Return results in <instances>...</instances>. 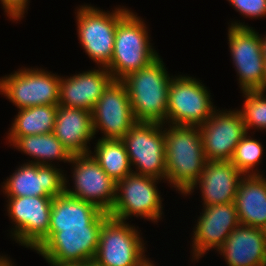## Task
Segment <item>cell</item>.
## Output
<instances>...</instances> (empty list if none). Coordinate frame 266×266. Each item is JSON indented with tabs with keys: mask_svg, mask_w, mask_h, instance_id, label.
<instances>
[{
	"mask_svg": "<svg viewBox=\"0 0 266 266\" xmlns=\"http://www.w3.org/2000/svg\"><path fill=\"white\" fill-rule=\"evenodd\" d=\"M218 252L228 266H266L264 230L239 224Z\"/></svg>",
	"mask_w": 266,
	"mask_h": 266,
	"instance_id": "ffe728a7",
	"label": "cell"
},
{
	"mask_svg": "<svg viewBox=\"0 0 266 266\" xmlns=\"http://www.w3.org/2000/svg\"><path fill=\"white\" fill-rule=\"evenodd\" d=\"M265 59L264 63V78H263V91H266V55H263Z\"/></svg>",
	"mask_w": 266,
	"mask_h": 266,
	"instance_id": "1f68e13d",
	"label": "cell"
},
{
	"mask_svg": "<svg viewBox=\"0 0 266 266\" xmlns=\"http://www.w3.org/2000/svg\"><path fill=\"white\" fill-rule=\"evenodd\" d=\"M160 57L121 80L137 122L167 124L168 92L173 76L168 74Z\"/></svg>",
	"mask_w": 266,
	"mask_h": 266,
	"instance_id": "7a4b0ae2",
	"label": "cell"
},
{
	"mask_svg": "<svg viewBox=\"0 0 266 266\" xmlns=\"http://www.w3.org/2000/svg\"><path fill=\"white\" fill-rule=\"evenodd\" d=\"M69 163L73 167L74 188H68L69 180L65 174L64 192L109 214L116 196V182L106 174L90 153L72 155Z\"/></svg>",
	"mask_w": 266,
	"mask_h": 266,
	"instance_id": "4fadbf2b",
	"label": "cell"
},
{
	"mask_svg": "<svg viewBox=\"0 0 266 266\" xmlns=\"http://www.w3.org/2000/svg\"><path fill=\"white\" fill-rule=\"evenodd\" d=\"M8 257L5 255V257L0 255V265L7 259Z\"/></svg>",
	"mask_w": 266,
	"mask_h": 266,
	"instance_id": "8d00e7d4",
	"label": "cell"
},
{
	"mask_svg": "<svg viewBox=\"0 0 266 266\" xmlns=\"http://www.w3.org/2000/svg\"><path fill=\"white\" fill-rule=\"evenodd\" d=\"M263 175H244L238 184L234 203L242 225L266 227V178Z\"/></svg>",
	"mask_w": 266,
	"mask_h": 266,
	"instance_id": "603a6c76",
	"label": "cell"
},
{
	"mask_svg": "<svg viewBox=\"0 0 266 266\" xmlns=\"http://www.w3.org/2000/svg\"><path fill=\"white\" fill-rule=\"evenodd\" d=\"M109 217L101 212L85 228L62 229L56 232L38 251L46 262L81 265L93 261L99 245L100 230Z\"/></svg>",
	"mask_w": 266,
	"mask_h": 266,
	"instance_id": "ba28073f",
	"label": "cell"
},
{
	"mask_svg": "<svg viewBox=\"0 0 266 266\" xmlns=\"http://www.w3.org/2000/svg\"><path fill=\"white\" fill-rule=\"evenodd\" d=\"M4 12L12 21H20L27 11L29 0H0Z\"/></svg>",
	"mask_w": 266,
	"mask_h": 266,
	"instance_id": "f546056e",
	"label": "cell"
},
{
	"mask_svg": "<svg viewBox=\"0 0 266 266\" xmlns=\"http://www.w3.org/2000/svg\"><path fill=\"white\" fill-rule=\"evenodd\" d=\"M248 134L247 132L237 144L230 161L243 175H260L261 171L257 166L262 162L264 145Z\"/></svg>",
	"mask_w": 266,
	"mask_h": 266,
	"instance_id": "4316f807",
	"label": "cell"
},
{
	"mask_svg": "<svg viewBox=\"0 0 266 266\" xmlns=\"http://www.w3.org/2000/svg\"><path fill=\"white\" fill-rule=\"evenodd\" d=\"M53 134L71 155L91 152L87 144L93 139L92 112L58 106Z\"/></svg>",
	"mask_w": 266,
	"mask_h": 266,
	"instance_id": "44dd1931",
	"label": "cell"
},
{
	"mask_svg": "<svg viewBox=\"0 0 266 266\" xmlns=\"http://www.w3.org/2000/svg\"><path fill=\"white\" fill-rule=\"evenodd\" d=\"M243 176L231 161H207L197 182L184 195L189 196L199 185L203 207L232 203Z\"/></svg>",
	"mask_w": 266,
	"mask_h": 266,
	"instance_id": "d6986e66",
	"label": "cell"
},
{
	"mask_svg": "<svg viewBox=\"0 0 266 266\" xmlns=\"http://www.w3.org/2000/svg\"><path fill=\"white\" fill-rule=\"evenodd\" d=\"M79 7L75 13L80 45L98 67L106 68L113 55L117 24L131 10L122 6L105 12L91 4Z\"/></svg>",
	"mask_w": 266,
	"mask_h": 266,
	"instance_id": "277c9868",
	"label": "cell"
},
{
	"mask_svg": "<svg viewBox=\"0 0 266 266\" xmlns=\"http://www.w3.org/2000/svg\"><path fill=\"white\" fill-rule=\"evenodd\" d=\"M160 179L131 173L116 182V196L109 216L126 221L132 216L156 223L162 219V198L156 186Z\"/></svg>",
	"mask_w": 266,
	"mask_h": 266,
	"instance_id": "5b68a950",
	"label": "cell"
},
{
	"mask_svg": "<svg viewBox=\"0 0 266 266\" xmlns=\"http://www.w3.org/2000/svg\"><path fill=\"white\" fill-rule=\"evenodd\" d=\"M98 68L61 77L58 105L92 112L103 91L114 80L107 68Z\"/></svg>",
	"mask_w": 266,
	"mask_h": 266,
	"instance_id": "ac0fdd59",
	"label": "cell"
},
{
	"mask_svg": "<svg viewBox=\"0 0 266 266\" xmlns=\"http://www.w3.org/2000/svg\"><path fill=\"white\" fill-rule=\"evenodd\" d=\"M121 140L133 173L166 181L164 124L137 122Z\"/></svg>",
	"mask_w": 266,
	"mask_h": 266,
	"instance_id": "30bf717a",
	"label": "cell"
},
{
	"mask_svg": "<svg viewBox=\"0 0 266 266\" xmlns=\"http://www.w3.org/2000/svg\"><path fill=\"white\" fill-rule=\"evenodd\" d=\"M199 130L207 161H230L237 144L247 133L238 109H216Z\"/></svg>",
	"mask_w": 266,
	"mask_h": 266,
	"instance_id": "9a60e30c",
	"label": "cell"
},
{
	"mask_svg": "<svg viewBox=\"0 0 266 266\" xmlns=\"http://www.w3.org/2000/svg\"><path fill=\"white\" fill-rule=\"evenodd\" d=\"M202 210L192 233L191 253L194 261H199L210 249L218 251L240 224L234 202L205 206Z\"/></svg>",
	"mask_w": 266,
	"mask_h": 266,
	"instance_id": "2e32d148",
	"label": "cell"
},
{
	"mask_svg": "<svg viewBox=\"0 0 266 266\" xmlns=\"http://www.w3.org/2000/svg\"><path fill=\"white\" fill-rule=\"evenodd\" d=\"M13 147L33 159L28 163L38 165H55L54 160L70 162L72 155L53 134H37L20 136L12 144Z\"/></svg>",
	"mask_w": 266,
	"mask_h": 266,
	"instance_id": "d4e9b609",
	"label": "cell"
},
{
	"mask_svg": "<svg viewBox=\"0 0 266 266\" xmlns=\"http://www.w3.org/2000/svg\"><path fill=\"white\" fill-rule=\"evenodd\" d=\"M95 144L94 154L90 152L91 156L115 182L133 173L128 153L121 139H98Z\"/></svg>",
	"mask_w": 266,
	"mask_h": 266,
	"instance_id": "484cf974",
	"label": "cell"
},
{
	"mask_svg": "<svg viewBox=\"0 0 266 266\" xmlns=\"http://www.w3.org/2000/svg\"><path fill=\"white\" fill-rule=\"evenodd\" d=\"M7 198L8 217L14 224L10 231L11 237L25 248L34 250L49 234L53 197Z\"/></svg>",
	"mask_w": 266,
	"mask_h": 266,
	"instance_id": "7c38bea8",
	"label": "cell"
},
{
	"mask_svg": "<svg viewBox=\"0 0 266 266\" xmlns=\"http://www.w3.org/2000/svg\"><path fill=\"white\" fill-rule=\"evenodd\" d=\"M53 165L24 163L3 182L6 197L51 196L64 193L65 174Z\"/></svg>",
	"mask_w": 266,
	"mask_h": 266,
	"instance_id": "e0dca14e",
	"label": "cell"
},
{
	"mask_svg": "<svg viewBox=\"0 0 266 266\" xmlns=\"http://www.w3.org/2000/svg\"><path fill=\"white\" fill-rule=\"evenodd\" d=\"M59 105H40L19 109L7 133L11 144L20 136L53 133Z\"/></svg>",
	"mask_w": 266,
	"mask_h": 266,
	"instance_id": "cb8c5ba5",
	"label": "cell"
},
{
	"mask_svg": "<svg viewBox=\"0 0 266 266\" xmlns=\"http://www.w3.org/2000/svg\"><path fill=\"white\" fill-rule=\"evenodd\" d=\"M102 211L95 205L65 192L52 200L48 236L34 249L36 252L62 229L85 228Z\"/></svg>",
	"mask_w": 266,
	"mask_h": 266,
	"instance_id": "7402d4cb",
	"label": "cell"
},
{
	"mask_svg": "<svg viewBox=\"0 0 266 266\" xmlns=\"http://www.w3.org/2000/svg\"><path fill=\"white\" fill-rule=\"evenodd\" d=\"M261 47L263 55H266V35L265 37L261 36Z\"/></svg>",
	"mask_w": 266,
	"mask_h": 266,
	"instance_id": "4dcf8cb0",
	"label": "cell"
},
{
	"mask_svg": "<svg viewBox=\"0 0 266 266\" xmlns=\"http://www.w3.org/2000/svg\"><path fill=\"white\" fill-rule=\"evenodd\" d=\"M150 258H148L141 266H155L154 265V261L149 260Z\"/></svg>",
	"mask_w": 266,
	"mask_h": 266,
	"instance_id": "e575fe53",
	"label": "cell"
},
{
	"mask_svg": "<svg viewBox=\"0 0 266 266\" xmlns=\"http://www.w3.org/2000/svg\"><path fill=\"white\" fill-rule=\"evenodd\" d=\"M48 264L50 266H75V265H72V264H58V263H54V262H48Z\"/></svg>",
	"mask_w": 266,
	"mask_h": 266,
	"instance_id": "836d02e7",
	"label": "cell"
},
{
	"mask_svg": "<svg viewBox=\"0 0 266 266\" xmlns=\"http://www.w3.org/2000/svg\"><path fill=\"white\" fill-rule=\"evenodd\" d=\"M136 123L126 86L113 80L92 110L94 135L101 130V139H122Z\"/></svg>",
	"mask_w": 266,
	"mask_h": 266,
	"instance_id": "5bb4252c",
	"label": "cell"
},
{
	"mask_svg": "<svg viewBox=\"0 0 266 266\" xmlns=\"http://www.w3.org/2000/svg\"><path fill=\"white\" fill-rule=\"evenodd\" d=\"M209 92L196 78L173 76L168 92L167 124L200 126L205 123L216 110Z\"/></svg>",
	"mask_w": 266,
	"mask_h": 266,
	"instance_id": "9c48e42d",
	"label": "cell"
},
{
	"mask_svg": "<svg viewBox=\"0 0 266 266\" xmlns=\"http://www.w3.org/2000/svg\"><path fill=\"white\" fill-rule=\"evenodd\" d=\"M237 12L246 18H262L266 16V0H228Z\"/></svg>",
	"mask_w": 266,
	"mask_h": 266,
	"instance_id": "f1b7e54d",
	"label": "cell"
},
{
	"mask_svg": "<svg viewBox=\"0 0 266 266\" xmlns=\"http://www.w3.org/2000/svg\"><path fill=\"white\" fill-rule=\"evenodd\" d=\"M108 217L100 230L93 263L97 266H141L148 258L140 232L133 225Z\"/></svg>",
	"mask_w": 266,
	"mask_h": 266,
	"instance_id": "8992f818",
	"label": "cell"
},
{
	"mask_svg": "<svg viewBox=\"0 0 266 266\" xmlns=\"http://www.w3.org/2000/svg\"><path fill=\"white\" fill-rule=\"evenodd\" d=\"M148 33L144 20L132 10L117 24L113 55L106 67L114 80H122L159 57Z\"/></svg>",
	"mask_w": 266,
	"mask_h": 266,
	"instance_id": "3957f363",
	"label": "cell"
},
{
	"mask_svg": "<svg viewBox=\"0 0 266 266\" xmlns=\"http://www.w3.org/2000/svg\"><path fill=\"white\" fill-rule=\"evenodd\" d=\"M167 125H164L166 181L184 195L205 168L203 141L199 126Z\"/></svg>",
	"mask_w": 266,
	"mask_h": 266,
	"instance_id": "6da1fadb",
	"label": "cell"
},
{
	"mask_svg": "<svg viewBox=\"0 0 266 266\" xmlns=\"http://www.w3.org/2000/svg\"><path fill=\"white\" fill-rule=\"evenodd\" d=\"M61 76L41 68H20L0 78V94L18 109L58 105Z\"/></svg>",
	"mask_w": 266,
	"mask_h": 266,
	"instance_id": "52a82bcc",
	"label": "cell"
},
{
	"mask_svg": "<svg viewBox=\"0 0 266 266\" xmlns=\"http://www.w3.org/2000/svg\"><path fill=\"white\" fill-rule=\"evenodd\" d=\"M228 41L241 91H263L265 59L261 35L252 27L233 21L228 27Z\"/></svg>",
	"mask_w": 266,
	"mask_h": 266,
	"instance_id": "8fae6325",
	"label": "cell"
},
{
	"mask_svg": "<svg viewBox=\"0 0 266 266\" xmlns=\"http://www.w3.org/2000/svg\"><path fill=\"white\" fill-rule=\"evenodd\" d=\"M244 98L243 108L239 109L246 131L259 129L266 131V94L265 91H242Z\"/></svg>",
	"mask_w": 266,
	"mask_h": 266,
	"instance_id": "83f0119b",
	"label": "cell"
},
{
	"mask_svg": "<svg viewBox=\"0 0 266 266\" xmlns=\"http://www.w3.org/2000/svg\"><path fill=\"white\" fill-rule=\"evenodd\" d=\"M75 266H97L93 262L87 263V264H81V265H75Z\"/></svg>",
	"mask_w": 266,
	"mask_h": 266,
	"instance_id": "d590c367",
	"label": "cell"
},
{
	"mask_svg": "<svg viewBox=\"0 0 266 266\" xmlns=\"http://www.w3.org/2000/svg\"><path fill=\"white\" fill-rule=\"evenodd\" d=\"M8 257L0 266H14V262L12 263L11 259Z\"/></svg>",
	"mask_w": 266,
	"mask_h": 266,
	"instance_id": "d6a6232c",
	"label": "cell"
}]
</instances>
